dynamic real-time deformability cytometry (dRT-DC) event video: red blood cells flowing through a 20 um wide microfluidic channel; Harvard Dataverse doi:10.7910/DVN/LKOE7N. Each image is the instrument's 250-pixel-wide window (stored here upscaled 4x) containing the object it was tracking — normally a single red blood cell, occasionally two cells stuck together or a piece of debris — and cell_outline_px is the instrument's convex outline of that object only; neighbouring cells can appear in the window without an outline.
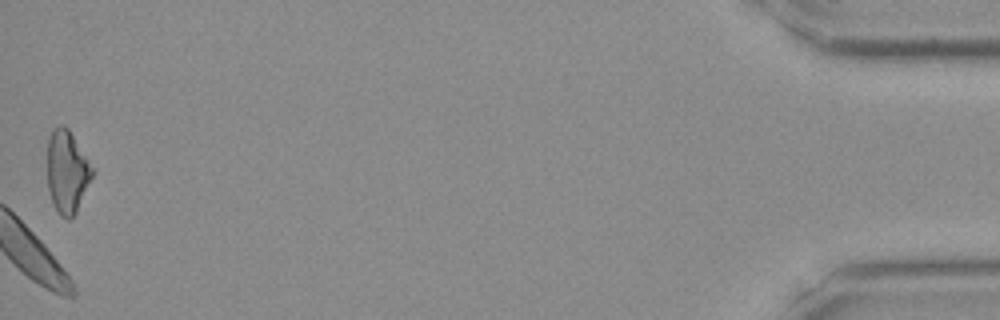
{"species": "Egyptian fruit bat (a non-hibernating species)", "species_latin": "Rousettus aegyptiacus", "temperature_condition": "room temperature", "stored_images_in_passage": 45, "camera_frame_rate_fps": 3000, "um_per_image_px": 0.085, "frame": {"image": 1, "passage_image": 45, "time_ms": 14.667, "image_size_px": [1000, 320], "cell_outline_px": [[96, 172], [76, 212], [68, 220], [60, 216], [52, 200], [48, 188], [48, 136], [52, 128], [60, 124], [64, 124], [68, 128]], "centroid_in_image_um": [5.72, 14.57], "position_along_channel_um": 429.5, "area_um2": 21.79}}